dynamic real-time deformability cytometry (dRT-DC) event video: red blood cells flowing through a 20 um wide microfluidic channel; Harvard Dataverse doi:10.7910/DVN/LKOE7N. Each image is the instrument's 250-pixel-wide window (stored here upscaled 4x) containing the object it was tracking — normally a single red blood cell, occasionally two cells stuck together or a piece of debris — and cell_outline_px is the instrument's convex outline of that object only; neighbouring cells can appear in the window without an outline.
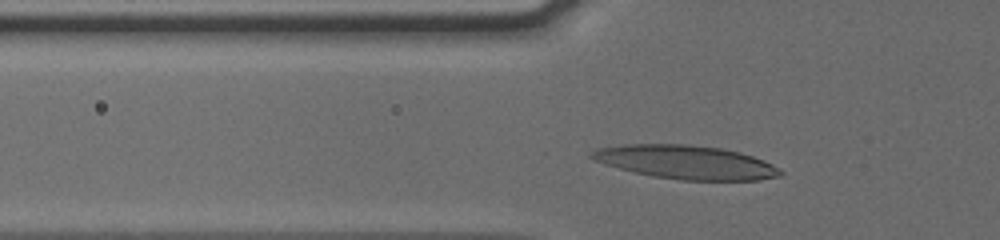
{"species": "human", "species_latin": "Homo sapiens", "temperature_condition": "cold", "stored_images_in_passage": 35, "camera_frame_rate_fps": 3000, "um_per_image_px": 0.085, "donor": {"sex": "male"}, "frame": {"image": 1, "passage_image": 8, "time_ms": 2.333, "image_size_px": [1000, 240], "cell_outline_px": [[784, 172], [780, 176], [760, 180], [680, 180], [652, 176], [604, 164], [592, 160], [588, 156], [596, 148], [624, 144], [684, 144], [720, 148], [740, 152], [764, 160], [780, 168]], "centroid_in_image_um": [58.31, 13.78], "position_along_channel_um": 67.5, "area_um2": 37.05}}
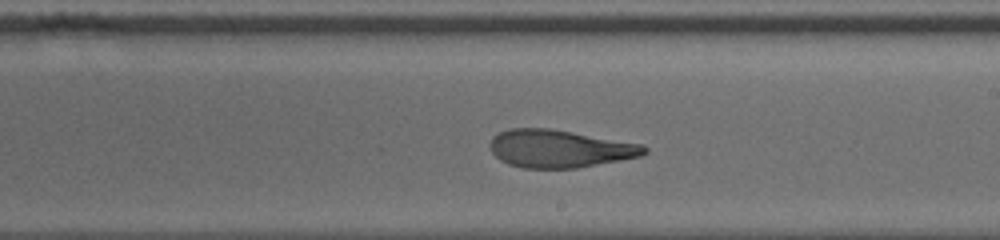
{"frame": {"image": 2, "passage_image": 22, "time_ms": 7.0, "image_size_px": [1000, 240], "cell_outline_px": [[648, 152], [640, 156], [620, 160], [576, 168], [524, 168], [508, 164], [500, 160], [492, 152], [488, 144], [492, 136], [500, 132], [512, 128], [548, 128], [644, 144], [648, 148]], "centroid_in_image_um": [47.55, 12.63], "position_along_channel_um": 241.4, "area_um2": 33.93}}
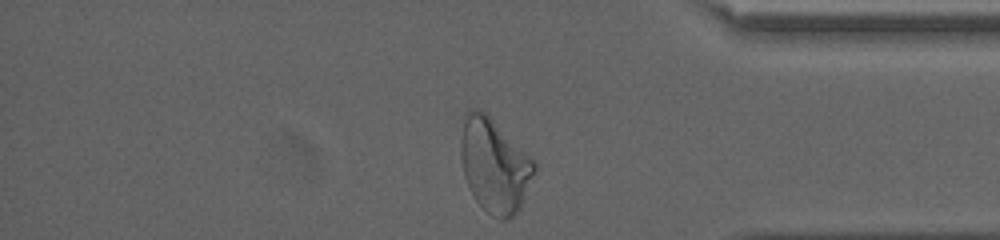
{"frame": {"image": 3, "passage_image": 35, "time_ms": 11.333, "image_size_px": [1000, 240], "cell_outline_px": [[536, 168], [520, 208], [512, 216], [504, 220], [500, 220], [492, 216], [476, 200], [468, 188], [464, 176], [460, 156], [460, 144], [464, 120], [468, 108], [476, 108], [484, 112], [536, 160]], "centroid_in_image_um": [42.02, 14.06], "position_along_channel_um": 393.2, "area_um2": 40.06}, "authors_computed_cell_mechanics": {"area_um2": 34.4488, "velocity_mm_per_s": 3.8304, "shape_relaxation_time_tau1_ms": 8.1381, "shape_relaxation_time_tau2_ms": 1.9283, "deformation_change_tau1": 0.2765, "deformation_change_tau2": 0.1033}}